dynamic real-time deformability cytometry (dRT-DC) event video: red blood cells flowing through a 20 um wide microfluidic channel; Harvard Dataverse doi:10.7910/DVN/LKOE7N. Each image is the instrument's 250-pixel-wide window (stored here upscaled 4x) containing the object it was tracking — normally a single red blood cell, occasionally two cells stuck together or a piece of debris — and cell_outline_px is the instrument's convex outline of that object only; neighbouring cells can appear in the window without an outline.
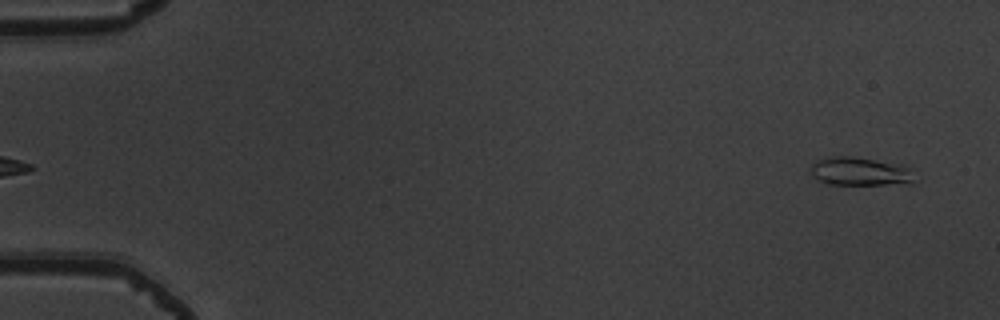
{"species": "common noctule bat (a hibernating species)", "species_latin": "Nyctalus noctula", "temperature_condition": "warm", "stored_images_in_passage": 6, "camera_frame_rate_fps": 3000, "um_per_image_px": 0.085, "animal": {"sex": "male", "body_mass_g": 19.5, "forearm_length_mm": 54.6}, "frame": {"image": 1, "passage_image": 6, "time_ms": 1.667, "image_size_px": [1000, 320], "cell_outline_px": [[912, 180], [908, 184], [824, 184], [812, 176], [812, 164], [816, 160], [828, 156], [852, 156], [904, 164], [912, 168]], "centroid_in_image_um": [73.1, 14.56], "position_along_channel_um": 11.9, "area_um2": 17.4}}